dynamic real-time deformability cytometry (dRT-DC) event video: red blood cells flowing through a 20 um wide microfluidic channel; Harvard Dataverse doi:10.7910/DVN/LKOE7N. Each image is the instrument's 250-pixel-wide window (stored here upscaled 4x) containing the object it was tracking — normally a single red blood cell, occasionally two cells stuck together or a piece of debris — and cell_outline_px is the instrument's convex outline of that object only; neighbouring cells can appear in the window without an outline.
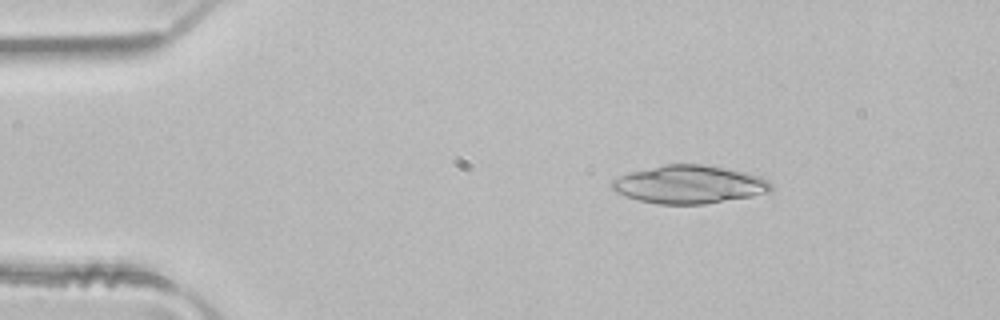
{"species": "common noctule bat (a hibernating species)", "species_latin": "Nyctalus noctula", "temperature_condition": "room temperature", "stored_images_in_passage": 4, "camera_frame_rate_fps": 3000, "um_per_image_px": 0.085, "animal": {"sex": "male", "body_mass_g": 21.5, "forearm_length_mm": 52.0}, "frame": {"image": 1, "passage_image": 2, "time_ms": 0.333, "image_size_px": [1000, 320], "cell_outline_px": [[772, 192], [752, 196], [704, 204], [660, 204], [640, 200], [616, 192], [612, 188], [612, 180], [628, 172], [664, 164], [704, 164], [744, 172], [760, 176], [768, 180], [772, 184]], "centroid_in_image_um": [58.61, 15.67], "position_along_channel_um": 26.4, "area_um2": 35.26}}